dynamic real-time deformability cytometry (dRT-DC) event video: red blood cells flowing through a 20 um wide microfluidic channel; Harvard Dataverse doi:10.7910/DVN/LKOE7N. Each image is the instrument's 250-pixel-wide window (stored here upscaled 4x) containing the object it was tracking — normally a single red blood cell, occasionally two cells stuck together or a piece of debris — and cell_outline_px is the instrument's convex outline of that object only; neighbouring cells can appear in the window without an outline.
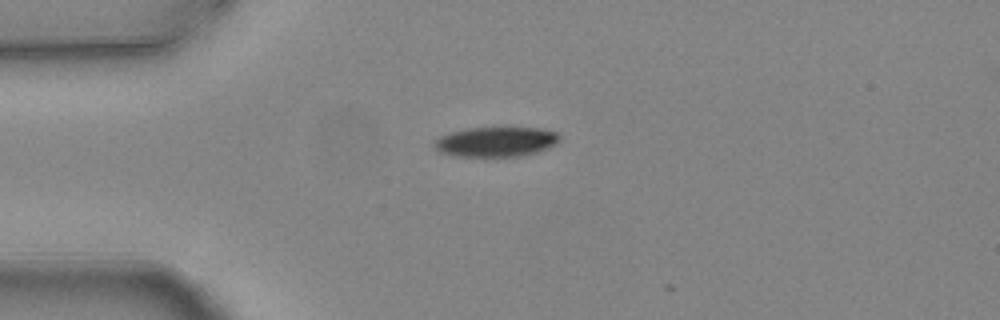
{"species": "common noctule bat (a hibernating species)", "species_latin": "Nyctalus noctula", "temperature_condition": "warm", "stored_images_in_passage": 5, "camera_frame_rate_fps": 3000, "um_per_image_px": 0.085, "animal": {"sex": "female", "body_mass_g": 24.6, "forearm_length_mm": 56.2}, "frame": {"image": 1, "passage_image": 1, "time_ms": 0.0, "image_size_px": [1000, 320], "cell_outline_px": [[560, 140], [556, 144], [536, 152], [520, 156], [452, 156], [440, 152], [432, 144], [432, 140], [440, 136], [452, 132], [468, 128], [540, 128], [556, 132], [560, 136]], "centroid_in_image_um": [42.12, 12.05], "position_along_channel_um": 42.9, "area_um2": 21.73}}
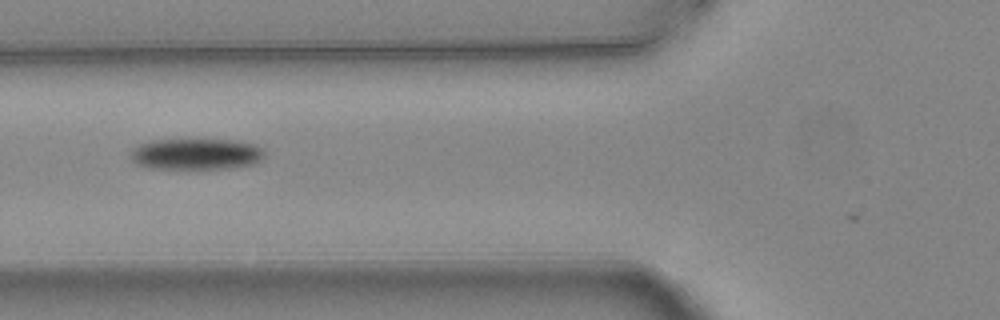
{"frame": {"image": 2, "passage_image": 3, "time_ms": 0.667, "image_size_px": [1000, 320], "cell_outline_px": [[264, 156], [260, 160], [252, 164], [224, 168], [148, 168], [136, 164], [132, 160], [132, 148], [148, 140], [236, 140], [256, 144], [264, 148]], "centroid_in_image_um": [16.68, 13.08], "position_along_channel_um": 109.1, "area_um2": 24.22}}
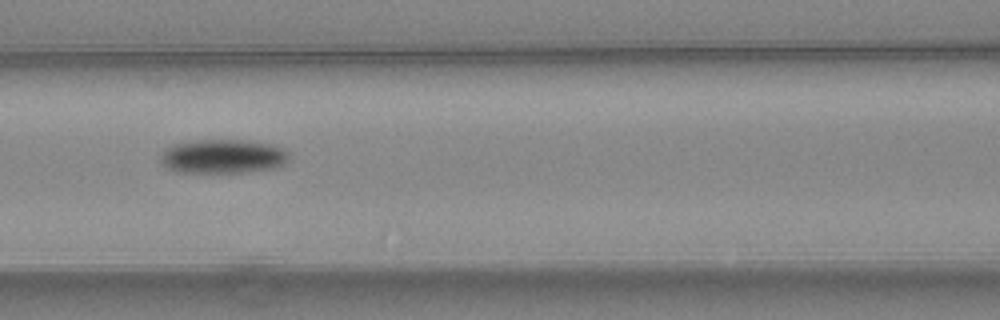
{"frame": {"image": 3, "passage_image": 4, "time_ms": 1.0, "image_size_px": [1000, 320], "cell_outline_px": [[288, 160], [284, 164], [276, 168], [248, 172], [180, 172], [168, 168], [160, 160], [160, 156], [172, 144], [200, 140], [244, 140], [272, 144], [284, 148], [288, 152]], "centroid_in_image_um": [19.0, 13.29], "position_along_channel_um": 147.6, "area_um2": 25.43}}